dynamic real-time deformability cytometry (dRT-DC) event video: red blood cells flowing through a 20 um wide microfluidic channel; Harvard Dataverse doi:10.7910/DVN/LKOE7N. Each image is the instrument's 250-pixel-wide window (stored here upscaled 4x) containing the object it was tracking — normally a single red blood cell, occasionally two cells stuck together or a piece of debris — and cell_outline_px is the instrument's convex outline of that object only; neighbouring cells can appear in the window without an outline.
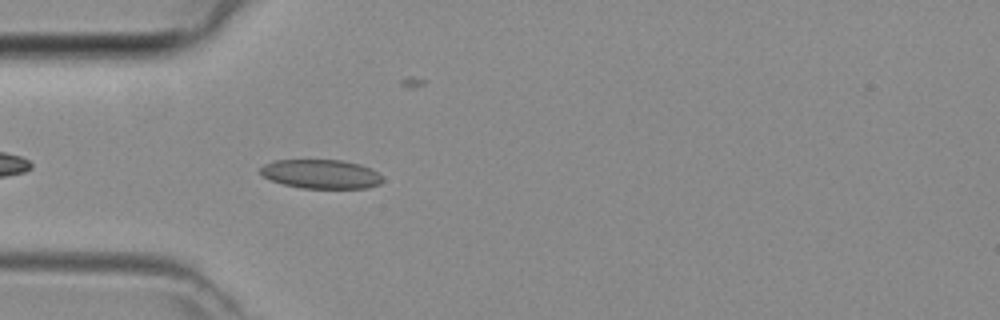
{"species": "common noctule bat (a hibernating species)", "species_latin": "Nyctalus noctula", "temperature_condition": "room temperature", "stored_images_in_passage": 30, "camera_frame_rate_fps": 3000, "um_per_image_px": 0.085, "animal": {"sex": "female", "body_mass_g": 29.2, "forearm_length_mm": 56.3}, "frame": {"image": 1, "passage_image": 3, "time_ms": 0.667, "image_size_px": [1000, 320], "cell_outline_px": [[384, 180], [380, 184], [368, 188], [300, 188], [284, 184], [272, 180], [264, 176], [260, 172], [260, 168], [264, 164], [272, 160], [340, 160], [360, 164], [372, 168]], "centroid_in_image_um": [27.3, 14.79], "position_along_channel_um": 57.7, "area_um2": 20.69}}
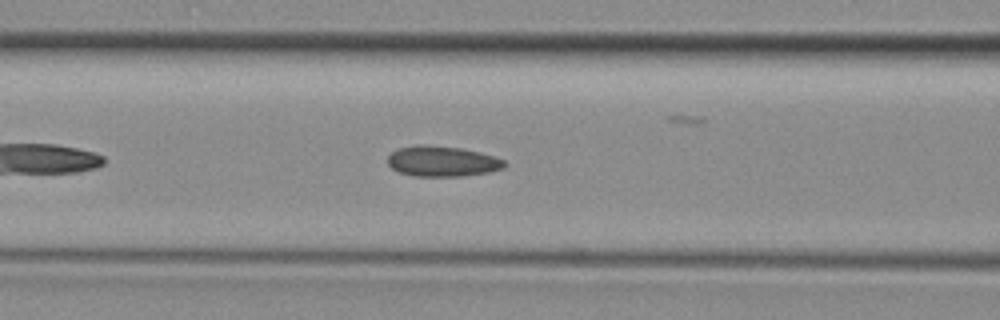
{"frame": {"image": 2, "passage_image": 8, "time_ms": 2.333, "image_size_px": [1000, 320], "cell_outline_px": [[508, 164], [504, 168], [488, 172], [460, 176], [412, 176], [400, 172], [392, 168], [388, 164], [388, 156], [392, 152], [400, 148], [416, 144], [424, 144], [460, 148], [480, 152], [496, 156], [504, 160]], "centroid_in_image_um": [37.61, 13.7], "position_along_channel_um": 129.0, "area_um2": 20.81}}
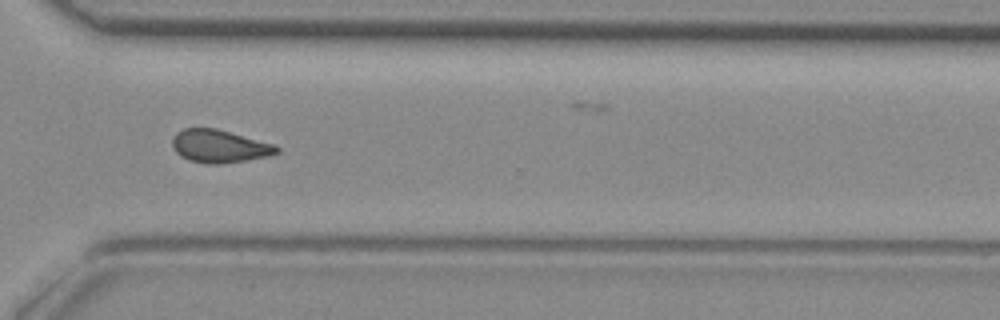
{"frame": {"image": 3, "passage_image": 23, "time_ms": 7.333, "image_size_px": [1000, 320], "cell_outline_px": [[280, 152], [268, 156], [220, 164], [208, 164], [188, 160], [180, 156], [172, 148], [172, 140], [176, 132], [184, 128], [216, 128], [276, 144], [280, 148]], "centroid_in_image_um": [18.65, 12.42], "position_along_channel_um": 351.9, "area_um2": 20.17}}